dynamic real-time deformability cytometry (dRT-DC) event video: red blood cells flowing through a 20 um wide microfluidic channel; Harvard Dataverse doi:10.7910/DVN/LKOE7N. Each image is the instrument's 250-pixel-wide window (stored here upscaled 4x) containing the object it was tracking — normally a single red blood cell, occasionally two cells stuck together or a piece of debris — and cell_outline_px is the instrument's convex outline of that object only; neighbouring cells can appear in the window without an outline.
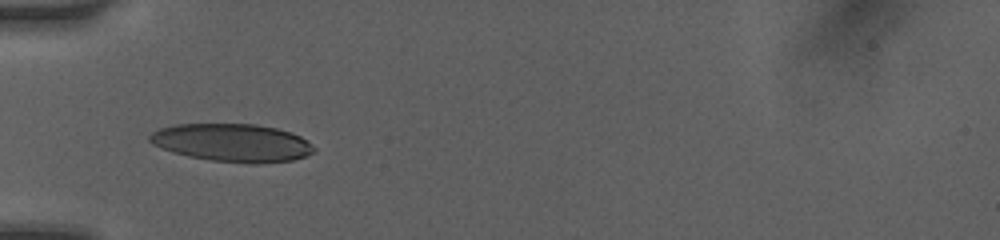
{"species": "human", "species_latin": "Homo sapiens", "temperature_condition": "room temperature", "stored_images_in_passage": 2, "camera_frame_rate_fps": 3000, "um_per_image_px": 0.085, "donor": {"sex": "female"}, "frame": {"image": 1, "passage_image": 1, "time_ms": 0.0, "image_size_px": [1000, 240], "cell_outline_px": [[316, 152], [292, 160], [260, 164], [212, 160], [188, 156], [172, 152], [160, 148], [152, 144], [148, 140], [148, 136], [152, 132], [160, 128], [176, 124], [256, 124], [276, 128], [292, 132], [300, 136], [316, 148]], "centroid_in_image_um": [19.73, 12.13], "position_along_channel_um": 65.3, "area_um2": 36.41}}